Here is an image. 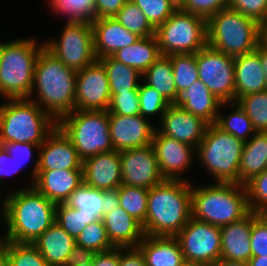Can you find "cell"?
Returning <instances> with one entry per match:
<instances>
[{"mask_svg": "<svg viewBox=\"0 0 267 266\" xmlns=\"http://www.w3.org/2000/svg\"><path fill=\"white\" fill-rule=\"evenodd\" d=\"M7 194V195H6ZM1 218L6 223L8 241L33 244L56 221L57 205L33 186L6 193Z\"/></svg>", "mask_w": 267, "mask_h": 266, "instance_id": "1", "label": "cell"}, {"mask_svg": "<svg viewBox=\"0 0 267 266\" xmlns=\"http://www.w3.org/2000/svg\"><path fill=\"white\" fill-rule=\"evenodd\" d=\"M76 73L44 47L36 60L29 99L58 122L75 110Z\"/></svg>", "mask_w": 267, "mask_h": 266, "instance_id": "2", "label": "cell"}, {"mask_svg": "<svg viewBox=\"0 0 267 266\" xmlns=\"http://www.w3.org/2000/svg\"><path fill=\"white\" fill-rule=\"evenodd\" d=\"M192 183L164 180L148 192L144 235L175 237L192 217Z\"/></svg>", "mask_w": 267, "mask_h": 266, "instance_id": "3", "label": "cell"}, {"mask_svg": "<svg viewBox=\"0 0 267 266\" xmlns=\"http://www.w3.org/2000/svg\"><path fill=\"white\" fill-rule=\"evenodd\" d=\"M192 217L222 227L241 220L249 212L244 185L215 182L192 185Z\"/></svg>", "mask_w": 267, "mask_h": 266, "instance_id": "4", "label": "cell"}, {"mask_svg": "<svg viewBox=\"0 0 267 266\" xmlns=\"http://www.w3.org/2000/svg\"><path fill=\"white\" fill-rule=\"evenodd\" d=\"M34 37L1 41L0 96L4 99H29L34 69L40 51L45 47Z\"/></svg>", "mask_w": 267, "mask_h": 266, "instance_id": "5", "label": "cell"}, {"mask_svg": "<svg viewBox=\"0 0 267 266\" xmlns=\"http://www.w3.org/2000/svg\"><path fill=\"white\" fill-rule=\"evenodd\" d=\"M57 122L30 99H6L0 104V145L19 142L41 146Z\"/></svg>", "mask_w": 267, "mask_h": 266, "instance_id": "6", "label": "cell"}, {"mask_svg": "<svg viewBox=\"0 0 267 266\" xmlns=\"http://www.w3.org/2000/svg\"><path fill=\"white\" fill-rule=\"evenodd\" d=\"M258 37L259 23L229 7L207 20V45L232 57L255 51Z\"/></svg>", "mask_w": 267, "mask_h": 266, "instance_id": "7", "label": "cell"}, {"mask_svg": "<svg viewBox=\"0 0 267 266\" xmlns=\"http://www.w3.org/2000/svg\"><path fill=\"white\" fill-rule=\"evenodd\" d=\"M243 146L242 140L211 124L196 148L197 158L214 182L238 184Z\"/></svg>", "mask_w": 267, "mask_h": 266, "instance_id": "8", "label": "cell"}, {"mask_svg": "<svg viewBox=\"0 0 267 266\" xmlns=\"http://www.w3.org/2000/svg\"><path fill=\"white\" fill-rule=\"evenodd\" d=\"M57 126L71 140L82 160L114 150L107 111L74 110L63 116Z\"/></svg>", "mask_w": 267, "mask_h": 266, "instance_id": "9", "label": "cell"}, {"mask_svg": "<svg viewBox=\"0 0 267 266\" xmlns=\"http://www.w3.org/2000/svg\"><path fill=\"white\" fill-rule=\"evenodd\" d=\"M155 36L163 56L196 54L207 45V20L178 8L155 29Z\"/></svg>", "mask_w": 267, "mask_h": 266, "instance_id": "10", "label": "cell"}, {"mask_svg": "<svg viewBox=\"0 0 267 266\" xmlns=\"http://www.w3.org/2000/svg\"><path fill=\"white\" fill-rule=\"evenodd\" d=\"M60 39H48L45 48L65 66L80 71L97 59L91 22H65Z\"/></svg>", "mask_w": 267, "mask_h": 266, "instance_id": "11", "label": "cell"}, {"mask_svg": "<svg viewBox=\"0 0 267 266\" xmlns=\"http://www.w3.org/2000/svg\"><path fill=\"white\" fill-rule=\"evenodd\" d=\"M199 79L222 103L235 102L234 57L208 45L196 53Z\"/></svg>", "mask_w": 267, "mask_h": 266, "instance_id": "12", "label": "cell"}, {"mask_svg": "<svg viewBox=\"0 0 267 266\" xmlns=\"http://www.w3.org/2000/svg\"><path fill=\"white\" fill-rule=\"evenodd\" d=\"M175 237L180 243L184 261L212 266L220 259L221 232L218 226L191 217Z\"/></svg>", "mask_w": 267, "mask_h": 266, "instance_id": "13", "label": "cell"}, {"mask_svg": "<svg viewBox=\"0 0 267 266\" xmlns=\"http://www.w3.org/2000/svg\"><path fill=\"white\" fill-rule=\"evenodd\" d=\"M38 153L30 175V187L33 186L37 171L83 170V160L71 140L58 126L46 137Z\"/></svg>", "mask_w": 267, "mask_h": 266, "instance_id": "14", "label": "cell"}, {"mask_svg": "<svg viewBox=\"0 0 267 266\" xmlns=\"http://www.w3.org/2000/svg\"><path fill=\"white\" fill-rule=\"evenodd\" d=\"M110 100L107 71L99 60L77 71L75 110L107 111Z\"/></svg>", "mask_w": 267, "mask_h": 266, "instance_id": "15", "label": "cell"}, {"mask_svg": "<svg viewBox=\"0 0 267 266\" xmlns=\"http://www.w3.org/2000/svg\"><path fill=\"white\" fill-rule=\"evenodd\" d=\"M122 184L150 189L165 179L152 145L120 151Z\"/></svg>", "mask_w": 267, "mask_h": 266, "instance_id": "16", "label": "cell"}, {"mask_svg": "<svg viewBox=\"0 0 267 266\" xmlns=\"http://www.w3.org/2000/svg\"><path fill=\"white\" fill-rule=\"evenodd\" d=\"M151 145L157 157L160 173L165 180H186L183 175L190 170L196 148L187 143L162 135L155 129Z\"/></svg>", "mask_w": 267, "mask_h": 266, "instance_id": "17", "label": "cell"}, {"mask_svg": "<svg viewBox=\"0 0 267 266\" xmlns=\"http://www.w3.org/2000/svg\"><path fill=\"white\" fill-rule=\"evenodd\" d=\"M111 142L116 151L151 145L157 128L141 115H108Z\"/></svg>", "mask_w": 267, "mask_h": 266, "instance_id": "18", "label": "cell"}, {"mask_svg": "<svg viewBox=\"0 0 267 266\" xmlns=\"http://www.w3.org/2000/svg\"><path fill=\"white\" fill-rule=\"evenodd\" d=\"M159 122H161V127L159 126L157 130L162 135L187 143L195 148L204 138L209 125L201 117L171 104Z\"/></svg>", "mask_w": 267, "mask_h": 266, "instance_id": "19", "label": "cell"}, {"mask_svg": "<svg viewBox=\"0 0 267 266\" xmlns=\"http://www.w3.org/2000/svg\"><path fill=\"white\" fill-rule=\"evenodd\" d=\"M83 182L101 190L117 189L122 184L120 151L100 153L83 160Z\"/></svg>", "mask_w": 267, "mask_h": 266, "instance_id": "20", "label": "cell"}, {"mask_svg": "<svg viewBox=\"0 0 267 266\" xmlns=\"http://www.w3.org/2000/svg\"><path fill=\"white\" fill-rule=\"evenodd\" d=\"M91 24L94 53L97 60L112 56L119 49L134 44L140 38L126 29L114 17L94 19Z\"/></svg>", "mask_w": 267, "mask_h": 266, "instance_id": "21", "label": "cell"}, {"mask_svg": "<svg viewBox=\"0 0 267 266\" xmlns=\"http://www.w3.org/2000/svg\"><path fill=\"white\" fill-rule=\"evenodd\" d=\"M83 183V170L37 171L33 187L48 200L64 203Z\"/></svg>", "mask_w": 267, "mask_h": 266, "instance_id": "22", "label": "cell"}, {"mask_svg": "<svg viewBox=\"0 0 267 266\" xmlns=\"http://www.w3.org/2000/svg\"><path fill=\"white\" fill-rule=\"evenodd\" d=\"M252 211L241 220L220 227V259L248 262L252 257L251 236Z\"/></svg>", "mask_w": 267, "mask_h": 266, "instance_id": "23", "label": "cell"}, {"mask_svg": "<svg viewBox=\"0 0 267 266\" xmlns=\"http://www.w3.org/2000/svg\"><path fill=\"white\" fill-rule=\"evenodd\" d=\"M221 103L198 79L186 90H177L171 105L182 107L211 125L215 124Z\"/></svg>", "mask_w": 267, "mask_h": 266, "instance_id": "24", "label": "cell"}, {"mask_svg": "<svg viewBox=\"0 0 267 266\" xmlns=\"http://www.w3.org/2000/svg\"><path fill=\"white\" fill-rule=\"evenodd\" d=\"M235 102L242 96L267 90L265 73L256 50L234 57Z\"/></svg>", "mask_w": 267, "mask_h": 266, "instance_id": "25", "label": "cell"}, {"mask_svg": "<svg viewBox=\"0 0 267 266\" xmlns=\"http://www.w3.org/2000/svg\"><path fill=\"white\" fill-rule=\"evenodd\" d=\"M102 220L114 247H137L145 236L142 225L121 206L105 214Z\"/></svg>", "mask_w": 267, "mask_h": 266, "instance_id": "26", "label": "cell"}, {"mask_svg": "<svg viewBox=\"0 0 267 266\" xmlns=\"http://www.w3.org/2000/svg\"><path fill=\"white\" fill-rule=\"evenodd\" d=\"M137 247L145 258L146 266H180L184 262L176 237L145 235Z\"/></svg>", "mask_w": 267, "mask_h": 266, "instance_id": "27", "label": "cell"}, {"mask_svg": "<svg viewBox=\"0 0 267 266\" xmlns=\"http://www.w3.org/2000/svg\"><path fill=\"white\" fill-rule=\"evenodd\" d=\"M33 245L49 266H64L75 245V239L55 222Z\"/></svg>", "mask_w": 267, "mask_h": 266, "instance_id": "28", "label": "cell"}, {"mask_svg": "<svg viewBox=\"0 0 267 266\" xmlns=\"http://www.w3.org/2000/svg\"><path fill=\"white\" fill-rule=\"evenodd\" d=\"M267 168V132H256L244 142L238 184L245 185Z\"/></svg>", "mask_w": 267, "mask_h": 266, "instance_id": "29", "label": "cell"}, {"mask_svg": "<svg viewBox=\"0 0 267 266\" xmlns=\"http://www.w3.org/2000/svg\"><path fill=\"white\" fill-rule=\"evenodd\" d=\"M161 55L156 36L139 38L130 46L116 51L111 57L143 74Z\"/></svg>", "mask_w": 267, "mask_h": 266, "instance_id": "30", "label": "cell"}, {"mask_svg": "<svg viewBox=\"0 0 267 266\" xmlns=\"http://www.w3.org/2000/svg\"><path fill=\"white\" fill-rule=\"evenodd\" d=\"M145 84L155 88L170 104L173 102L177 87L174 82L172 63L168 56H160L143 74Z\"/></svg>", "mask_w": 267, "mask_h": 266, "instance_id": "31", "label": "cell"}, {"mask_svg": "<svg viewBox=\"0 0 267 266\" xmlns=\"http://www.w3.org/2000/svg\"><path fill=\"white\" fill-rule=\"evenodd\" d=\"M107 71L110 93L138 91L142 74L111 56L99 59Z\"/></svg>", "mask_w": 267, "mask_h": 266, "instance_id": "32", "label": "cell"}, {"mask_svg": "<svg viewBox=\"0 0 267 266\" xmlns=\"http://www.w3.org/2000/svg\"><path fill=\"white\" fill-rule=\"evenodd\" d=\"M233 108L229 114H223L222 109L225 106ZM221 131L235 136L237 139L247 142L255 133V129L250 118L237 102L221 103L217 119L214 124Z\"/></svg>", "mask_w": 267, "mask_h": 266, "instance_id": "33", "label": "cell"}, {"mask_svg": "<svg viewBox=\"0 0 267 266\" xmlns=\"http://www.w3.org/2000/svg\"><path fill=\"white\" fill-rule=\"evenodd\" d=\"M68 207L79 210L84 216H104L103 190L90 187L84 182L64 202Z\"/></svg>", "mask_w": 267, "mask_h": 266, "instance_id": "34", "label": "cell"}, {"mask_svg": "<svg viewBox=\"0 0 267 266\" xmlns=\"http://www.w3.org/2000/svg\"><path fill=\"white\" fill-rule=\"evenodd\" d=\"M117 191L122 209L130 214L143 227L148 207L149 189L121 184L117 188Z\"/></svg>", "mask_w": 267, "mask_h": 266, "instance_id": "35", "label": "cell"}, {"mask_svg": "<svg viewBox=\"0 0 267 266\" xmlns=\"http://www.w3.org/2000/svg\"><path fill=\"white\" fill-rule=\"evenodd\" d=\"M50 9L66 15L65 22H92L95 19V0H48Z\"/></svg>", "mask_w": 267, "mask_h": 266, "instance_id": "36", "label": "cell"}, {"mask_svg": "<svg viewBox=\"0 0 267 266\" xmlns=\"http://www.w3.org/2000/svg\"><path fill=\"white\" fill-rule=\"evenodd\" d=\"M114 18L140 38L155 35V28L151 25L145 14L130 0L124 4Z\"/></svg>", "mask_w": 267, "mask_h": 266, "instance_id": "37", "label": "cell"}, {"mask_svg": "<svg viewBox=\"0 0 267 266\" xmlns=\"http://www.w3.org/2000/svg\"><path fill=\"white\" fill-rule=\"evenodd\" d=\"M236 102L250 118L256 132H267V90L242 96Z\"/></svg>", "mask_w": 267, "mask_h": 266, "instance_id": "38", "label": "cell"}, {"mask_svg": "<svg viewBox=\"0 0 267 266\" xmlns=\"http://www.w3.org/2000/svg\"><path fill=\"white\" fill-rule=\"evenodd\" d=\"M168 57L172 63L177 90H186L199 79L196 54H172Z\"/></svg>", "mask_w": 267, "mask_h": 266, "instance_id": "39", "label": "cell"}, {"mask_svg": "<svg viewBox=\"0 0 267 266\" xmlns=\"http://www.w3.org/2000/svg\"><path fill=\"white\" fill-rule=\"evenodd\" d=\"M98 220L96 216H84L78 209L68 207L64 203L57 204L55 222L74 239L88 224Z\"/></svg>", "mask_w": 267, "mask_h": 266, "instance_id": "40", "label": "cell"}, {"mask_svg": "<svg viewBox=\"0 0 267 266\" xmlns=\"http://www.w3.org/2000/svg\"><path fill=\"white\" fill-rule=\"evenodd\" d=\"M75 244L91 249L94 252H102L114 248L108 238L103 220L88 224L76 237Z\"/></svg>", "mask_w": 267, "mask_h": 266, "instance_id": "41", "label": "cell"}, {"mask_svg": "<svg viewBox=\"0 0 267 266\" xmlns=\"http://www.w3.org/2000/svg\"><path fill=\"white\" fill-rule=\"evenodd\" d=\"M147 17L156 29L163 24L177 9L178 0H130Z\"/></svg>", "mask_w": 267, "mask_h": 266, "instance_id": "42", "label": "cell"}, {"mask_svg": "<svg viewBox=\"0 0 267 266\" xmlns=\"http://www.w3.org/2000/svg\"><path fill=\"white\" fill-rule=\"evenodd\" d=\"M138 94L140 100V115L144 118L157 115L160 116L159 120L161 121L170 103L166 101L155 88L144 82L142 83V81L138 86Z\"/></svg>", "mask_w": 267, "mask_h": 266, "instance_id": "43", "label": "cell"}, {"mask_svg": "<svg viewBox=\"0 0 267 266\" xmlns=\"http://www.w3.org/2000/svg\"><path fill=\"white\" fill-rule=\"evenodd\" d=\"M8 266H49L31 243L9 241Z\"/></svg>", "mask_w": 267, "mask_h": 266, "instance_id": "44", "label": "cell"}, {"mask_svg": "<svg viewBox=\"0 0 267 266\" xmlns=\"http://www.w3.org/2000/svg\"><path fill=\"white\" fill-rule=\"evenodd\" d=\"M249 210L267 214V168L245 185Z\"/></svg>", "mask_w": 267, "mask_h": 266, "instance_id": "45", "label": "cell"}, {"mask_svg": "<svg viewBox=\"0 0 267 266\" xmlns=\"http://www.w3.org/2000/svg\"><path fill=\"white\" fill-rule=\"evenodd\" d=\"M108 115H140L138 91L111 93Z\"/></svg>", "mask_w": 267, "mask_h": 266, "instance_id": "46", "label": "cell"}, {"mask_svg": "<svg viewBox=\"0 0 267 266\" xmlns=\"http://www.w3.org/2000/svg\"><path fill=\"white\" fill-rule=\"evenodd\" d=\"M229 7V0H178V8L208 20L222 9Z\"/></svg>", "mask_w": 267, "mask_h": 266, "instance_id": "47", "label": "cell"}, {"mask_svg": "<svg viewBox=\"0 0 267 266\" xmlns=\"http://www.w3.org/2000/svg\"><path fill=\"white\" fill-rule=\"evenodd\" d=\"M250 243L252 257L267 256V214L252 211Z\"/></svg>", "mask_w": 267, "mask_h": 266, "instance_id": "48", "label": "cell"}, {"mask_svg": "<svg viewBox=\"0 0 267 266\" xmlns=\"http://www.w3.org/2000/svg\"><path fill=\"white\" fill-rule=\"evenodd\" d=\"M229 8L258 23L267 18V0H229Z\"/></svg>", "mask_w": 267, "mask_h": 266, "instance_id": "49", "label": "cell"}, {"mask_svg": "<svg viewBox=\"0 0 267 266\" xmlns=\"http://www.w3.org/2000/svg\"><path fill=\"white\" fill-rule=\"evenodd\" d=\"M8 154L12 156L13 160L19 165L20 171L24 168L32 158V151H39L40 146L31 143H19V142H11L7 144H3ZM35 149V150H34Z\"/></svg>", "mask_w": 267, "mask_h": 266, "instance_id": "50", "label": "cell"}, {"mask_svg": "<svg viewBox=\"0 0 267 266\" xmlns=\"http://www.w3.org/2000/svg\"><path fill=\"white\" fill-rule=\"evenodd\" d=\"M128 0H95V19L113 18Z\"/></svg>", "mask_w": 267, "mask_h": 266, "instance_id": "51", "label": "cell"}, {"mask_svg": "<svg viewBox=\"0 0 267 266\" xmlns=\"http://www.w3.org/2000/svg\"><path fill=\"white\" fill-rule=\"evenodd\" d=\"M119 266H146V262L138 247L119 248Z\"/></svg>", "mask_w": 267, "mask_h": 266, "instance_id": "52", "label": "cell"}, {"mask_svg": "<svg viewBox=\"0 0 267 266\" xmlns=\"http://www.w3.org/2000/svg\"><path fill=\"white\" fill-rule=\"evenodd\" d=\"M20 171L19 165L8 154L3 145H0V186L2 185L3 177L15 175Z\"/></svg>", "mask_w": 267, "mask_h": 266, "instance_id": "53", "label": "cell"}, {"mask_svg": "<svg viewBox=\"0 0 267 266\" xmlns=\"http://www.w3.org/2000/svg\"><path fill=\"white\" fill-rule=\"evenodd\" d=\"M95 252L91 249L75 244L65 262L64 266L80 265L93 260Z\"/></svg>", "mask_w": 267, "mask_h": 266, "instance_id": "54", "label": "cell"}, {"mask_svg": "<svg viewBox=\"0 0 267 266\" xmlns=\"http://www.w3.org/2000/svg\"><path fill=\"white\" fill-rule=\"evenodd\" d=\"M92 263L93 266H119V247L95 252Z\"/></svg>", "mask_w": 267, "mask_h": 266, "instance_id": "55", "label": "cell"}, {"mask_svg": "<svg viewBox=\"0 0 267 266\" xmlns=\"http://www.w3.org/2000/svg\"><path fill=\"white\" fill-rule=\"evenodd\" d=\"M104 215L120 206L117 189L103 190Z\"/></svg>", "mask_w": 267, "mask_h": 266, "instance_id": "56", "label": "cell"}, {"mask_svg": "<svg viewBox=\"0 0 267 266\" xmlns=\"http://www.w3.org/2000/svg\"><path fill=\"white\" fill-rule=\"evenodd\" d=\"M9 241L5 236L0 237V266H8Z\"/></svg>", "mask_w": 267, "mask_h": 266, "instance_id": "57", "label": "cell"}, {"mask_svg": "<svg viewBox=\"0 0 267 266\" xmlns=\"http://www.w3.org/2000/svg\"><path fill=\"white\" fill-rule=\"evenodd\" d=\"M258 44L263 48H267V18L259 23Z\"/></svg>", "mask_w": 267, "mask_h": 266, "instance_id": "58", "label": "cell"}, {"mask_svg": "<svg viewBox=\"0 0 267 266\" xmlns=\"http://www.w3.org/2000/svg\"><path fill=\"white\" fill-rule=\"evenodd\" d=\"M212 266H248L247 262L219 259Z\"/></svg>", "mask_w": 267, "mask_h": 266, "instance_id": "59", "label": "cell"}, {"mask_svg": "<svg viewBox=\"0 0 267 266\" xmlns=\"http://www.w3.org/2000/svg\"><path fill=\"white\" fill-rule=\"evenodd\" d=\"M259 57L261 60V64H262L263 71L265 73L266 82H267V48H263L259 45Z\"/></svg>", "mask_w": 267, "mask_h": 266, "instance_id": "60", "label": "cell"}, {"mask_svg": "<svg viewBox=\"0 0 267 266\" xmlns=\"http://www.w3.org/2000/svg\"><path fill=\"white\" fill-rule=\"evenodd\" d=\"M248 266H267V256L251 257Z\"/></svg>", "mask_w": 267, "mask_h": 266, "instance_id": "61", "label": "cell"}, {"mask_svg": "<svg viewBox=\"0 0 267 266\" xmlns=\"http://www.w3.org/2000/svg\"><path fill=\"white\" fill-rule=\"evenodd\" d=\"M180 266H202V265L194 262L184 261Z\"/></svg>", "mask_w": 267, "mask_h": 266, "instance_id": "62", "label": "cell"}, {"mask_svg": "<svg viewBox=\"0 0 267 266\" xmlns=\"http://www.w3.org/2000/svg\"><path fill=\"white\" fill-rule=\"evenodd\" d=\"M73 266H93V263H92V261H89V262H84L80 265H73Z\"/></svg>", "mask_w": 267, "mask_h": 266, "instance_id": "63", "label": "cell"}]
</instances>
